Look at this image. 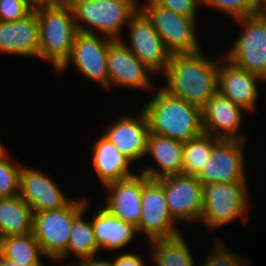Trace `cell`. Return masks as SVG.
<instances>
[{
    "label": "cell",
    "mask_w": 266,
    "mask_h": 266,
    "mask_svg": "<svg viewBox=\"0 0 266 266\" xmlns=\"http://www.w3.org/2000/svg\"><path fill=\"white\" fill-rule=\"evenodd\" d=\"M149 178L137 171L133 176L105 184L106 196L103 207L123 222L138 228L143 211L141 194Z\"/></svg>",
    "instance_id": "16"
},
{
    "label": "cell",
    "mask_w": 266,
    "mask_h": 266,
    "mask_svg": "<svg viewBox=\"0 0 266 266\" xmlns=\"http://www.w3.org/2000/svg\"><path fill=\"white\" fill-rule=\"evenodd\" d=\"M145 3H157L185 17L197 19V7L201 0H146Z\"/></svg>",
    "instance_id": "33"
},
{
    "label": "cell",
    "mask_w": 266,
    "mask_h": 266,
    "mask_svg": "<svg viewBox=\"0 0 266 266\" xmlns=\"http://www.w3.org/2000/svg\"><path fill=\"white\" fill-rule=\"evenodd\" d=\"M19 195L33 213L58 210L72 201L45 172L23 165L20 172Z\"/></svg>",
    "instance_id": "17"
},
{
    "label": "cell",
    "mask_w": 266,
    "mask_h": 266,
    "mask_svg": "<svg viewBox=\"0 0 266 266\" xmlns=\"http://www.w3.org/2000/svg\"><path fill=\"white\" fill-rule=\"evenodd\" d=\"M86 201L79 197L61 209L33 213V234L47 260L56 263L67 251L73 222L84 211Z\"/></svg>",
    "instance_id": "5"
},
{
    "label": "cell",
    "mask_w": 266,
    "mask_h": 266,
    "mask_svg": "<svg viewBox=\"0 0 266 266\" xmlns=\"http://www.w3.org/2000/svg\"><path fill=\"white\" fill-rule=\"evenodd\" d=\"M245 111L218 91L202 108V125L204 133L218 139L245 141L240 132L243 112Z\"/></svg>",
    "instance_id": "19"
},
{
    "label": "cell",
    "mask_w": 266,
    "mask_h": 266,
    "mask_svg": "<svg viewBox=\"0 0 266 266\" xmlns=\"http://www.w3.org/2000/svg\"><path fill=\"white\" fill-rule=\"evenodd\" d=\"M33 10V7L24 0H0V21L20 20Z\"/></svg>",
    "instance_id": "32"
},
{
    "label": "cell",
    "mask_w": 266,
    "mask_h": 266,
    "mask_svg": "<svg viewBox=\"0 0 266 266\" xmlns=\"http://www.w3.org/2000/svg\"><path fill=\"white\" fill-rule=\"evenodd\" d=\"M0 254L20 266H46L40 259L46 257L33 233L0 238Z\"/></svg>",
    "instance_id": "27"
},
{
    "label": "cell",
    "mask_w": 266,
    "mask_h": 266,
    "mask_svg": "<svg viewBox=\"0 0 266 266\" xmlns=\"http://www.w3.org/2000/svg\"><path fill=\"white\" fill-rule=\"evenodd\" d=\"M24 1L28 2L33 7V0H24Z\"/></svg>",
    "instance_id": "38"
},
{
    "label": "cell",
    "mask_w": 266,
    "mask_h": 266,
    "mask_svg": "<svg viewBox=\"0 0 266 266\" xmlns=\"http://www.w3.org/2000/svg\"><path fill=\"white\" fill-rule=\"evenodd\" d=\"M259 81L264 82L260 77L237 67L221 55L217 91L246 112L252 113L255 110L259 97Z\"/></svg>",
    "instance_id": "18"
},
{
    "label": "cell",
    "mask_w": 266,
    "mask_h": 266,
    "mask_svg": "<svg viewBox=\"0 0 266 266\" xmlns=\"http://www.w3.org/2000/svg\"><path fill=\"white\" fill-rule=\"evenodd\" d=\"M183 145L181 141L149 132L145 157H153L158 168L141 166L139 172L153 180L183 174Z\"/></svg>",
    "instance_id": "21"
},
{
    "label": "cell",
    "mask_w": 266,
    "mask_h": 266,
    "mask_svg": "<svg viewBox=\"0 0 266 266\" xmlns=\"http://www.w3.org/2000/svg\"><path fill=\"white\" fill-rule=\"evenodd\" d=\"M220 139L207 133L184 142L183 174L196 176L210 157L213 146Z\"/></svg>",
    "instance_id": "28"
},
{
    "label": "cell",
    "mask_w": 266,
    "mask_h": 266,
    "mask_svg": "<svg viewBox=\"0 0 266 266\" xmlns=\"http://www.w3.org/2000/svg\"><path fill=\"white\" fill-rule=\"evenodd\" d=\"M92 153L93 168L105 185L113 181L133 176L132 163L103 135L95 140Z\"/></svg>",
    "instance_id": "23"
},
{
    "label": "cell",
    "mask_w": 266,
    "mask_h": 266,
    "mask_svg": "<svg viewBox=\"0 0 266 266\" xmlns=\"http://www.w3.org/2000/svg\"><path fill=\"white\" fill-rule=\"evenodd\" d=\"M152 94L141 108L150 132L183 143L204 133L202 109L168 94L161 87Z\"/></svg>",
    "instance_id": "2"
},
{
    "label": "cell",
    "mask_w": 266,
    "mask_h": 266,
    "mask_svg": "<svg viewBox=\"0 0 266 266\" xmlns=\"http://www.w3.org/2000/svg\"><path fill=\"white\" fill-rule=\"evenodd\" d=\"M183 234L149 241V256L156 266H197Z\"/></svg>",
    "instance_id": "25"
},
{
    "label": "cell",
    "mask_w": 266,
    "mask_h": 266,
    "mask_svg": "<svg viewBox=\"0 0 266 266\" xmlns=\"http://www.w3.org/2000/svg\"><path fill=\"white\" fill-rule=\"evenodd\" d=\"M244 145L245 141L220 139L196 175L203 186L213 183H248Z\"/></svg>",
    "instance_id": "10"
},
{
    "label": "cell",
    "mask_w": 266,
    "mask_h": 266,
    "mask_svg": "<svg viewBox=\"0 0 266 266\" xmlns=\"http://www.w3.org/2000/svg\"><path fill=\"white\" fill-rule=\"evenodd\" d=\"M5 146L2 145L1 141H0V151L4 148Z\"/></svg>",
    "instance_id": "39"
},
{
    "label": "cell",
    "mask_w": 266,
    "mask_h": 266,
    "mask_svg": "<svg viewBox=\"0 0 266 266\" xmlns=\"http://www.w3.org/2000/svg\"><path fill=\"white\" fill-rule=\"evenodd\" d=\"M106 125L103 136L106 137L132 164L145 158L149 124L145 112L120 118Z\"/></svg>",
    "instance_id": "15"
},
{
    "label": "cell",
    "mask_w": 266,
    "mask_h": 266,
    "mask_svg": "<svg viewBox=\"0 0 266 266\" xmlns=\"http://www.w3.org/2000/svg\"><path fill=\"white\" fill-rule=\"evenodd\" d=\"M97 258V255H94L86 259H81L79 262L72 263L71 265L66 264L65 266H113L112 260Z\"/></svg>",
    "instance_id": "35"
},
{
    "label": "cell",
    "mask_w": 266,
    "mask_h": 266,
    "mask_svg": "<svg viewBox=\"0 0 266 266\" xmlns=\"http://www.w3.org/2000/svg\"><path fill=\"white\" fill-rule=\"evenodd\" d=\"M157 181L163 186L168 210L178 224L200 223L203 212V184L196 176L179 174Z\"/></svg>",
    "instance_id": "11"
},
{
    "label": "cell",
    "mask_w": 266,
    "mask_h": 266,
    "mask_svg": "<svg viewBox=\"0 0 266 266\" xmlns=\"http://www.w3.org/2000/svg\"><path fill=\"white\" fill-rule=\"evenodd\" d=\"M247 183H213L203 186V212L200 222L217 229L248 214L250 193Z\"/></svg>",
    "instance_id": "6"
},
{
    "label": "cell",
    "mask_w": 266,
    "mask_h": 266,
    "mask_svg": "<svg viewBox=\"0 0 266 266\" xmlns=\"http://www.w3.org/2000/svg\"><path fill=\"white\" fill-rule=\"evenodd\" d=\"M166 49L171 53H193L202 47L196 35L197 19L185 17L157 3H139Z\"/></svg>",
    "instance_id": "7"
},
{
    "label": "cell",
    "mask_w": 266,
    "mask_h": 266,
    "mask_svg": "<svg viewBox=\"0 0 266 266\" xmlns=\"http://www.w3.org/2000/svg\"><path fill=\"white\" fill-rule=\"evenodd\" d=\"M119 253V255H118ZM116 257L112 260L113 266H147L145 260L137 253H128L118 251Z\"/></svg>",
    "instance_id": "34"
},
{
    "label": "cell",
    "mask_w": 266,
    "mask_h": 266,
    "mask_svg": "<svg viewBox=\"0 0 266 266\" xmlns=\"http://www.w3.org/2000/svg\"><path fill=\"white\" fill-rule=\"evenodd\" d=\"M22 165L12 162L9 150L0 151V198L13 197L20 191V172Z\"/></svg>",
    "instance_id": "30"
},
{
    "label": "cell",
    "mask_w": 266,
    "mask_h": 266,
    "mask_svg": "<svg viewBox=\"0 0 266 266\" xmlns=\"http://www.w3.org/2000/svg\"><path fill=\"white\" fill-rule=\"evenodd\" d=\"M217 58V59H216ZM220 56H207L203 50L171 54L163 73L168 94L202 109L217 92Z\"/></svg>",
    "instance_id": "1"
},
{
    "label": "cell",
    "mask_w": 266,
    "mask_h": 266,
    "mask_svg": "<svg viewBox=\"0 0 266 266\" xmlns=\"http://www.w3.org/2000/svg\"><path fill=\"white\" fill-rule=\"evenodd\" d=\"M38 21V58L52 63L56 72L69 59L78 32L70 4L34 9Z\"/></svg>",
    "instance_id": "3"
},
{
    "label": "cell",
    "mask_w": 266,
    "mask_h": 266,
    "mask_svg": "<svg viewBox=\"0 0 266 266\" xmlns=\"http://www.w3.org/2000/svg\"><path fill=\"white\" fill-rule=\"evenodd\" d=\"M0 266H20L18 263H15L13 261H10L6 258H4L1 254H0Z\"/></svg>",
    "instance_id": "37"
},
{
    "label": "cell",
    "mask_w": 266,
    "mask_h": 266,
    "mask_svg": "<svg viewBox=\"0 0 266 266\" xmlns=\"http://www.w3.org/2000/svg\"><path fill=\"white\" fill-rule=\"evenodd\" d=\"M141 207L143 214L137 230L148 241L182 234L168 210L163 186L157 180L149 179L143 185Z\"/></svg>",
    "instance_id": "12"
},
{
    "label": "cell",
    "mask_w": 266,
    "mask_h": 266,
    "mask_svg": "<svg viewBox=\"0 0 266 266\" xmlns=\"http://www.w3.org/2000/svg\"><path fill=\"white\" fill-rule=\"evenodd\" d=\"M33 233V211L20 197L0 198V238Z\"/></svg>",
    "instance_id": "24"
},
{
    "label": "cell",
    "mask_w": 266,
    "mask_h": 266,
    "mask_svg": "<svg viewBox=\"0 0 266 266\" xmlns=\"http://www.w3.org/2000/svg\"><path fill=\"white\" fill-rule=\"evenodd\" d=\"M219 240V241H218ZM215 247L211 249L204 261L199 266H246L248 259L229 250L226 245L218 239Z\"/></svg>",
    "instance_id": "31"
},
{
    "label": "cell",
    "mask_w": 266,
    "mask_h": 266,
    "mask_svg": "<svg viewBox=\"0 0 266 266\" xmlns=\"http://www.w3.org/2000/svg\"><path fill=\"white\" fill-rule=\"evenodd\" d=\"M242 27L233 46L224 54L237 67L266 81V13L236 19Z\"/></svg>",
    "instance_id": "8"
},
{
    "label": "cell",
    "mask_w": 266,
    "mask_h": 266,
    "mask_svg": "<svg viewBox=\"0 0 266 266\" xmlns=\"http://www.w3.org/2000/svg\"><path fill=\"white\" fill-rule=\"evenodd\" d=\"M107 70L109 90L113 86L127 87L134 90L151 91L154 82L151 77L155 73L143 62L139 61L126 47L122 40H114L107 51ZM153 75V76H152Z\"/></svg>",
    "instance_id": "14"
},
{
    "label": "cell",
    "mask_w": 266,
    "mask_h": 266,
    "mask_svg": "<svg viewBox=\"0 0 266 266\" xmlns=\"http://www.w3.org/2000/svg\"><path fill=\"white\" fill-rule=\"evenodd\" d=\"M70 5L78 31L112 40H122V29L139 9L137 0H71Z\"/></svg>",
    "instance_id": "4"
},
{
    "label": "cell",
    "mask_w": 266,
    "mask_h": 266,
    "mask_svg": "<svg viewBox=\"0 0 266 266\" xmlns=\"http://www.w3.org/2000/svg\"><path fill=\"white\" fill-rule=\"evenodd\" d=\"M88 200L84 211L74 220L67 251L56 261L63 263L69 255L74 254L78 260L98 255L100 249L94 235L91 218H84L89 210Z\"/></svg>",
    "instance_id": "26"
},
{
    "label": "cell",
    "mask_w": 266,
    "mask_h": 266,
    "mask_svg": "<svg viewBox=\"0 0 266 266\" xmlns=\"http://www.w3.org/2000/svg\"><path fill=\"white\" fill-rule=\"evenodd\" d=\"M92 216H94L91 218L92 227L100 250L112 252L123 250L139 234L136 226L118 219L102 204Z\"/></svg>",
    "instance_id": "22"
},
{
    "label": "cell",
    "mask_w": 266,
    "mask_h": 266,
    "mask_svg": "<svg viewBox=\"0 0 266 266\" xmlns=\"http://www.w3.org/2000/svg\"><path fill=\"white\" fill-rule=\"evenodd\" d=\"M71 3V0H33V9L39 7L64 6Z\"/></svg>",
    "instance_id": "36"
},
{
    "label": "cell",
    "mask_w": 266,
    "mask_h": 266,
    "mask_svg": "<svg viewBox=\"0 0 266 266\" xmlns=\"http://www.w3.org/2000/svg\"><path fill=\"white\" fill-rule=\"evenodd\" d=\"M129 45L132 54L156 75L165 72L171 53L166 49L158 33L147 17L138 9L127 25Z\"/></svg>",
    "instance_id": "13"
},
{
    "label": "cell",
    "mask_w": 266,
    "mask_h": 266,
    "mask_svg": "<svg viewBox=\"0 0 266 266\" xmlns=\"http://www.w3.org/2000/svg\"><path fill=\"white\" fill-rule=\"evenodd\" d=\"M113 41L104 36L78 31L71 55L57 73L65 72L73 64L77 72L109 92L107 51Z\"/></svg>",
    "instance_id": "9"
},
{
    "label": "cell",
    "mask_w": 266,
    "mask_h": 266,
    "mask_svg": "<svg viewBox=\"0 0 266 266\" xmlns=\"http://www.w3.org/2000/svg\"><path fill=\"white\" fill-rule=\"evenodd\" d=\"M201 6L224 12L236 20L265 12L266 0H201Z\"/></svg>",
    "instance_id": "29"
},
{
    "label": "cell",
    "mask_w": 266,
    "mask_h": 266,
    "mask_svg": "<svg viewBox=\"0 0 266 266\" xmlns=\"http://www.w3.org/2000/svg\"><path fill=\"white\" fill-rule=\"evenodd\" d=\"M38 52V21L34 10L17 21H0V53L38 58Z\"/></svg>",
    "instance_id": "20"
}]
</instances>
